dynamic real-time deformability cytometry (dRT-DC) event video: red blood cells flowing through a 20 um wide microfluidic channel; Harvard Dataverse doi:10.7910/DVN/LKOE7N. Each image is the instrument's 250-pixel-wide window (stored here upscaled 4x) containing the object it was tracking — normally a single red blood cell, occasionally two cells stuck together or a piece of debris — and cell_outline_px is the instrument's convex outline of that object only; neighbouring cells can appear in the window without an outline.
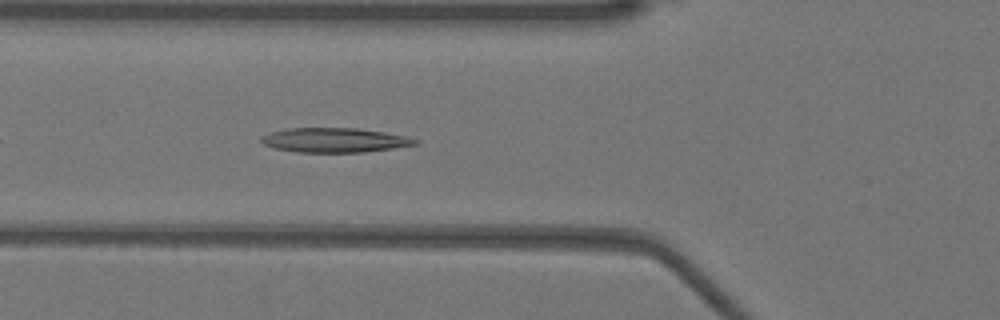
{"species": "Egyptian fruit bat (a non-hibernating species)", "species_latin": "Rousettus aegyptiacus", "temperature_condition": "warm", "stored_images_in_passage": 39, "camera_frame_rate_fps": 3000, "um_per_image_px": 0.085, "animal": {"sex": "female"}, "frame": {"image": 1, "passage_image": 6, "time_ms": 1.667, "image_size_px": [1000, 320], "cell_outline_px": [[420, 144], [364, 152], [296, 152], [276, 148], [264, 144], [260, 140], [260, 136], [272, 132], [288, 128], [356, 128], [384, 132], [408, 136], [420, 140]], "centroid_in_image_um": [28.48, 11.91], "position_along_channel_um": 97.3, "area_um2": 21.96}}
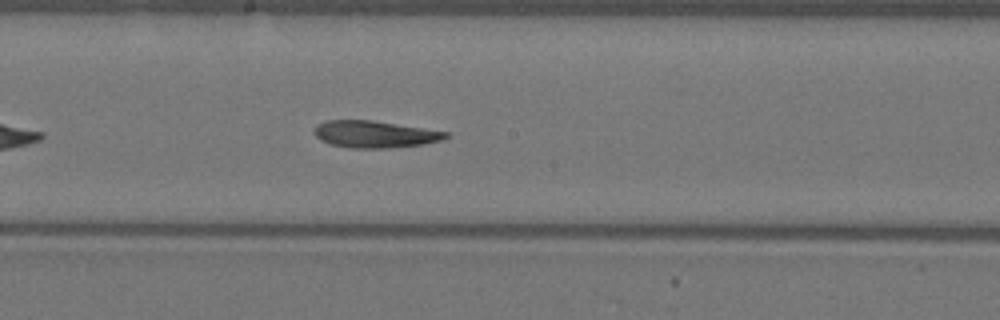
{"frame": {"image": 2, "passage_image": 15, "time_ms": 4.667, "image_size_px": [1000, 320], "cell_outline_px": [[448, 136], [444, 140], [424, 144], [388, 148], [352, 148], [332, 144], [320, 140], [312, 132], [316, 124], [324, 120], [372, 120], [448, 132]], "centroid_in_image_um": [31.82, 11.4], "position_along_channel_um": 216.4, "area_um2": 20.69}}
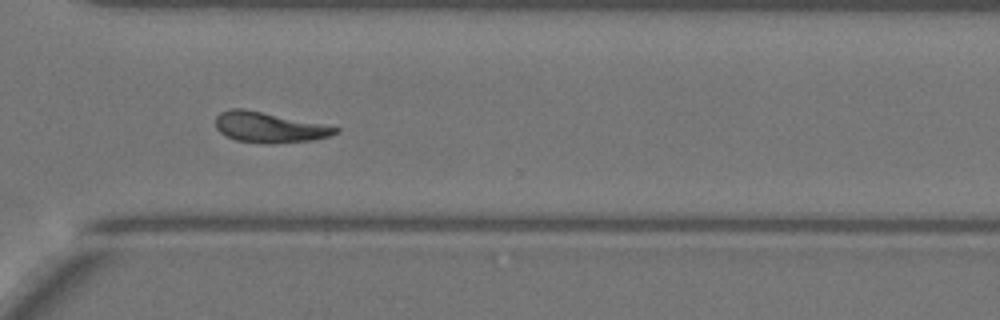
{"frame": {"image": 3, "passage_image": 25, "time_ms": 8.0, "image_size_px": [1000, 320], "cell_outline_px": [[340, 132], [332, 136], [312, 140], [272, 144], [268, 144], [236, 140], [224, 136], [216, 128], [216, 116], [220, 112], [232, 108], [244, 108], [340, 128]], "centroid_in_image_um": [22.86, 10.83], "position_along_channel_um": 347.7, "area_um2": 21.27}, "authors_computed_cell_mechanics": {"area_um2": 21.2126, "velocity_mm_per_s": 3.9566, "shape_relaxation_time_tau1_ms": null, "shape_relaxation_time_tau2_ms": 6.8875, "deformation_change_tau1": null, "deformation_change_tau2": 0.1629}}